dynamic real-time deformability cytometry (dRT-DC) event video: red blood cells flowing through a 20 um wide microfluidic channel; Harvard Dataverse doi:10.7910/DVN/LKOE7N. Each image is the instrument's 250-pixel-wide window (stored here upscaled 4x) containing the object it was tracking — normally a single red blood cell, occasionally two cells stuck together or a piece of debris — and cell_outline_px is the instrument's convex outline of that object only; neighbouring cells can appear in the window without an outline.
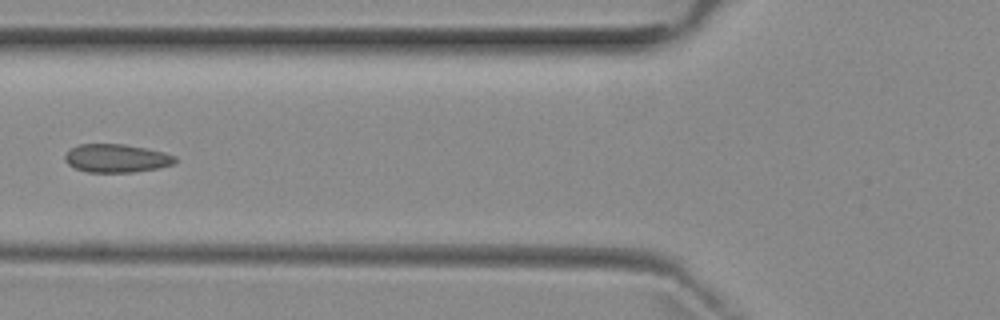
{"species": "common noctule bat (a hibernating species)", "species_latin": "Nyctalus noctula", "temperature_condition": "room temperature", "stored_images_in_passage": 6, "camera_frame_rate_fps": 3000, "um_per_image_px": 0.085, "animal": {"sex": "female", "body_mass_g": 29.2, "forearm_length_mm": 56.3}, "frame": {"image": 1, "passage_image": 6, "time_ms": 5.667, "image_size_px": [1000, 320], "cell_outline_px": [[176, 160], [172, 164], [156, 168], [136, 172], [88, 172], [76, 168], [68, 164], [64, 160], [64, 156], [72, 148], [80, 144], [124, 144], [164, 152], [176, 156]], "centroid_in_image_um": [9.89, 13.45], "position_along_channel_um": 115.9, "area_um2": 17.98}}